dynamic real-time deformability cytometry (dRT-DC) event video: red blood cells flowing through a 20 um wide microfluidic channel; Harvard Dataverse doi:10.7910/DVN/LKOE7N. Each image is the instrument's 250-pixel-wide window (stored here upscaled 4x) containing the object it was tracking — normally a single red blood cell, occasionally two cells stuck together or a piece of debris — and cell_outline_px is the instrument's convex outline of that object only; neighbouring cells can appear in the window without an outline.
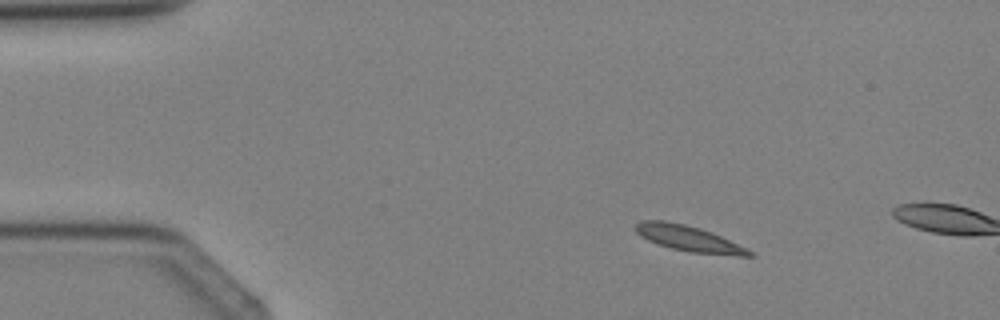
{"species": "Egyptian fruit bat (a non-hibernating species)", "species_latin": "Rousettus aegyptiacus", "temperature_condition": "cold", "stored_images_in_passage": 3, "camera_frame_rate_fps": 3000, "um_per_image_px": 0.085, "animal": {"sex": "female"}, "frame": {"image": 1, "passage_image": 2, "time_ms": 1.333, "image_size_px": [1000, 320], "cell_outline_px": [[756, 256], [740, 256], [692, 252], [672, 248], [648, 240], [640, 236], [636, 232], [636, 224], [640, 220], [664, 220], [684, 224], [700, 228], [712, 232], [748, 248], [756, 252]], "centroid_in_image_um": [58.61, 20.27], "position_along_channel_um": 26.4, "area_um2": 17.05}}